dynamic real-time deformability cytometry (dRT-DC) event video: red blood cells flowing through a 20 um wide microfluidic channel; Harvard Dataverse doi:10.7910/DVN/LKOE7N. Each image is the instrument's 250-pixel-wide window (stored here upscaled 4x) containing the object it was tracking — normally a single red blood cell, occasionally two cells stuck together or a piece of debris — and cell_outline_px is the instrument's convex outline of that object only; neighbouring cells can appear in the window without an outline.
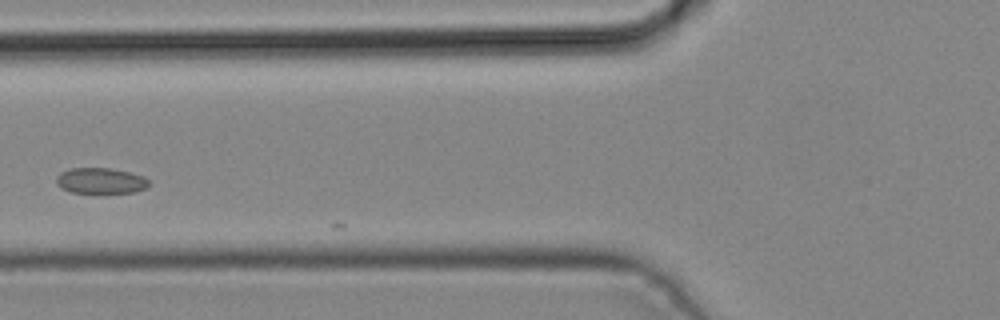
{"species": "common noctule bat (a hibernating species)", "species_latin": "Nyctalus noctula", "temperature_condition": "cold", "stored_images_in_passage": 4, "camera_frame_rate_fps": 3000, "um_per_image_px": 0.085, "animal": {"sex": "male", "body_mass_g": 19.2, "forearm_length_mm": 51.8}, "frame": {"image": 1, "passage_image": 4, "time_ms": 1.0, "image_size_px": [1000, 320], "cell_outline_px": [[148, 188], [132, 192], [72, 192], [60, 188], [56, 184], [56, 176], [60, 172], [72, 168], [112, 168], [144, 176], [148, 180]], "centroid_in_image_um": [8.53, 15.35], "position_along_channel_um": 117.3, "area_um2": 13.81}}